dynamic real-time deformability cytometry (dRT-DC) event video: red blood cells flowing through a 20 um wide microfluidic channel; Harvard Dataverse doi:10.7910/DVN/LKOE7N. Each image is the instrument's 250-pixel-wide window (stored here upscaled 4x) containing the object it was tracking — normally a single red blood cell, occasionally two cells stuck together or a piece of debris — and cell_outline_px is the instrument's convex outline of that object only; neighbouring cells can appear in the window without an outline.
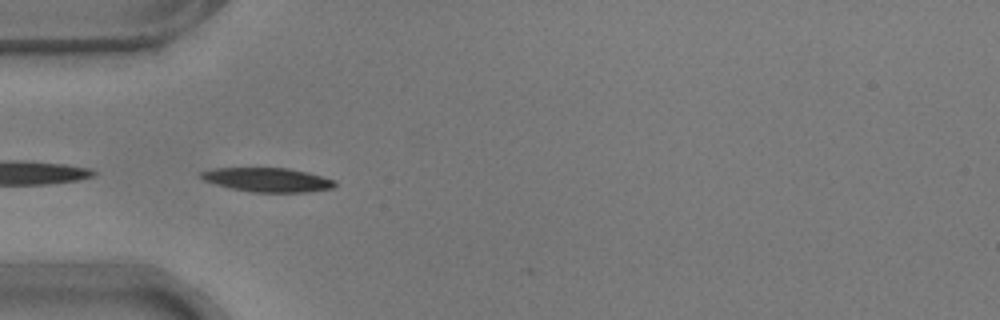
{"species": "common noctule bat (a hibernating species)", "species_latin": "Nyctalus noctula", "temperature_condition": "warm", "stored_images_in_passage": 39, "camera_frame_rate_fps": 3000, "um_per_image_px": 0.085, "animal": {"sex": "male", "body_mass_g": 17.9}, "frame": {"image": 1, "passage_image": 1, "time_ms": 0.0, "image_size_px": [1000, 320], "cell_outline_px": [[336, 184], [332, 188], [308, 192], [252, 192], [232, 188], [216, 184], [204, 180], [200, 176], [200, 172], [212, 168], [288, 168], [308, 172], [336, 180]], "centroid_in_image_um": [22.76, 15.28], "position_along_channel_um": 62.2, "area_um2": 18.73}}
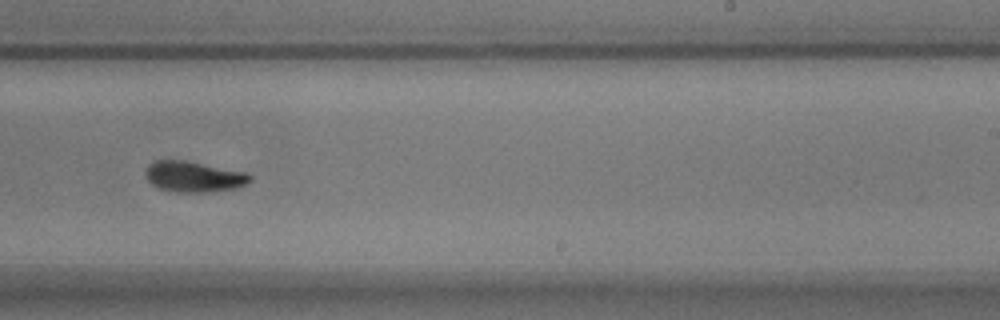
{"frame": {"image": 2, "passage_image": 18, "time_ms": 5.667, "image_size_px": [1000, 320], "cell_outline_px": [[252, 180], [248, 184], [236, 188], [204, 192], [176, 192], [156, 188], [148, 180], [144, 172], [148, 164], [156, 160], [184, 160], [248, 172], [252, 176]], "centroid_in_image_um": [16.48, 15.01], "position_along_channel_um": 272.5, "area_um2": 18.96}}
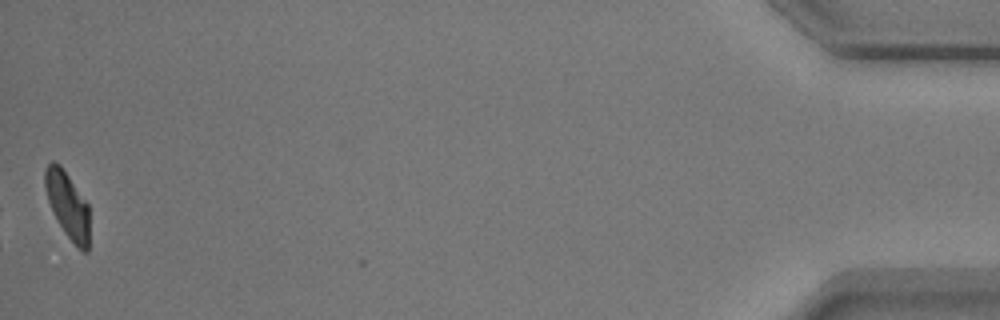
{"frame": {"image": 3, "passage_image": 38, "time_ms": 12.333, "image_size_px": [1000, 320], "cell_outline_px": [[88, 252], [80, 252], [64, 232], [48, 200], [44, 188], [44, 168], [52, 160], [60, 164], [88, 204]], "centroid_in_image_um": [5.73, 17.42], "position_along_channel_um": 429.5, "area_um2": 17.05}, "authors_computed_cell_mechanics": {"area_um2": 18.7272, "velocity_mm_per_s": 3.7431, "shape_relaxation_time_tau1_ms": 2.7059, "shape_relaxation_time_tau2_ms": 9.6878, "deformation_change_tau1": 0.1581, "deformation_change_tau2": 0.1021}}